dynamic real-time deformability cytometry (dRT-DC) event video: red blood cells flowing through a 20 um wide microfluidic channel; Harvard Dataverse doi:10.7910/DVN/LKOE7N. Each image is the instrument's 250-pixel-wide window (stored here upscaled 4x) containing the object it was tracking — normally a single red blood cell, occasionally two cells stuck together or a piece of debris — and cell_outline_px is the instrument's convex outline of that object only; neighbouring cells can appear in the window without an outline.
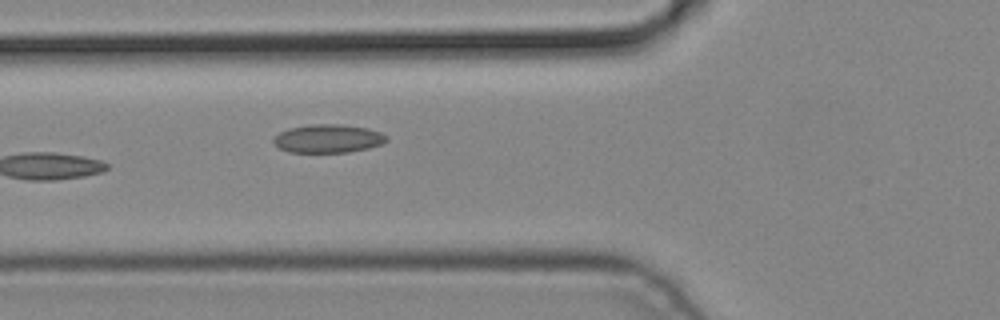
{"species": "common noctule bat (a hibernating species)", "species_latin": "Nyctalus noctula", "temperature_condition": "cold", "stored_images_in_passage": 4, "camera_frame_rate_fps": 3000, "um_per_image_px": 0.085, "animal": {"sex": "male", "body_mass_g": 19.2, "forearm_length_mm": 51.8}, "frame": {"image": 1, "passage_image": 4, "time_ms": 1.0, "image_size_px": [1000, 320], "cell_outline_px": [[388, 140], [384, 144], [368, 148], [348, 152], [288, 152], [280, 148], [272, 140], [280, 132], [288, 128], [308, 124], [340, 124], [368, 128], [380, 132], [388, 136]], "centroid_in_image_um": [27.92, 11.77], "position_along_channel_um": 97.9, "area_um2": 18.79}}